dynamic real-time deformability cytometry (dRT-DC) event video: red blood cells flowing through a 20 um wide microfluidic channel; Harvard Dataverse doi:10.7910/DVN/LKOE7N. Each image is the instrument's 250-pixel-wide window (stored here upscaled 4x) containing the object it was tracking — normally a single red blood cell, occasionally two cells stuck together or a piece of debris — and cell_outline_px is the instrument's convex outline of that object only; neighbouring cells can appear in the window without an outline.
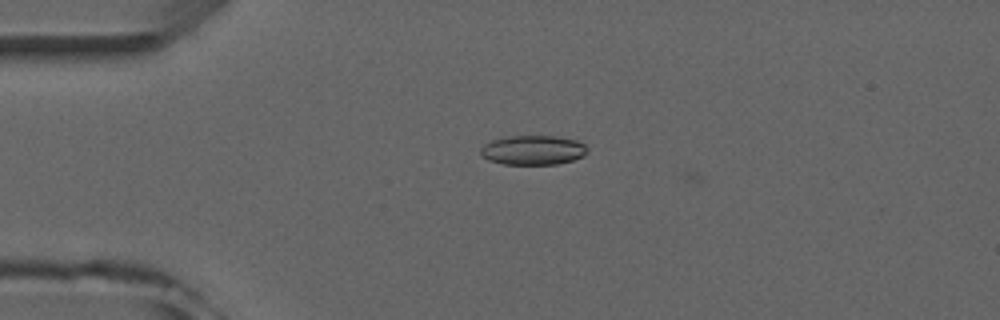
{"species": "common noctule bat (a hibernating species)", "species_latin": "Nyctalus noctula", "temperature_condition": "room temperature", "stored_images_in_passage": 8, "camera_frame_rate_fps": 3000, "um_per_image_px": 0.085, "animal": {"sex": "male", "forearm_length_mm": 52.5}, "frame": {"image": 1, "passage_image": 4, "time_ms": 3.333, "image_size_px": [1000, 320], "cell_outline_px": [[588, 152], [584, 156], [572, 160], [556, 164], [504, 164], [488, 160], [480, 156], [480, 148], [484, 144], [492, 140], [508, 136], [556, 136], [576, 140], [584, 144], [588, 148]], "centroid_in_image_um": [45.29, 12.76], "position_along_channel_um": 39.7, "area_um2": 18.44}}
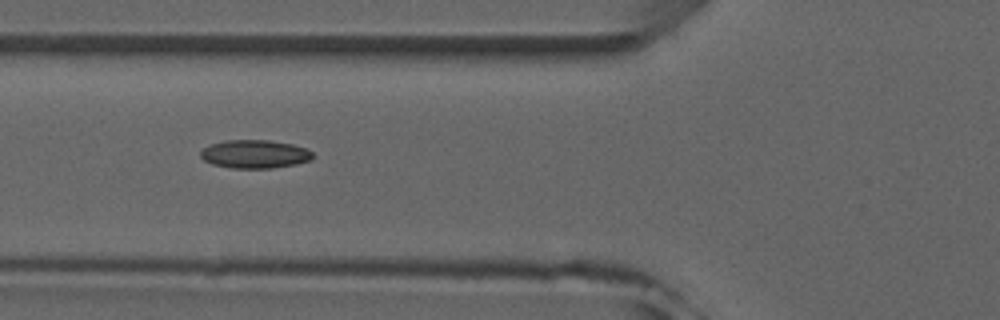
{"frame": {"image": 2, "passage_image": 6, "time_ms": 5.667, "image_size_px": [1000, 320], "cell_outline_px": [[312, 160], [296, 164], [272, 168], [232, 168], [212, 164], [204, 160], [200, 156], [200, 152], [208, 144], [224, 140], [268, 140], [292, 144], [308, 148], [312, 152]], "centroid_in_image_um": [21.65, 13.09], "position_along_channel_um": 104.1, "area_um2": 18.67}}
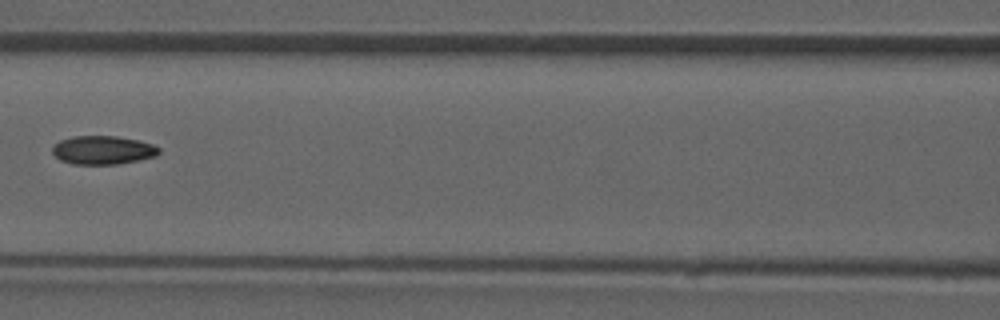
{"frame": {"image": 3, "passage_image": 7, "time_ms": 7.0, "image_size_px": [1000, 320], "cell_outline_px": [[160, 152], [156, 156], [116, 164], [72, 164], [60, 160], [52, 152], [52, 148], [60, 140], [72, 136], [116, 136], [140, 140], [152, 144], [160, 148]], "centroid_in_image_um": [8.74, 12.75], "position_along_channel_um": 157.9, "area_um2": 17.69}}